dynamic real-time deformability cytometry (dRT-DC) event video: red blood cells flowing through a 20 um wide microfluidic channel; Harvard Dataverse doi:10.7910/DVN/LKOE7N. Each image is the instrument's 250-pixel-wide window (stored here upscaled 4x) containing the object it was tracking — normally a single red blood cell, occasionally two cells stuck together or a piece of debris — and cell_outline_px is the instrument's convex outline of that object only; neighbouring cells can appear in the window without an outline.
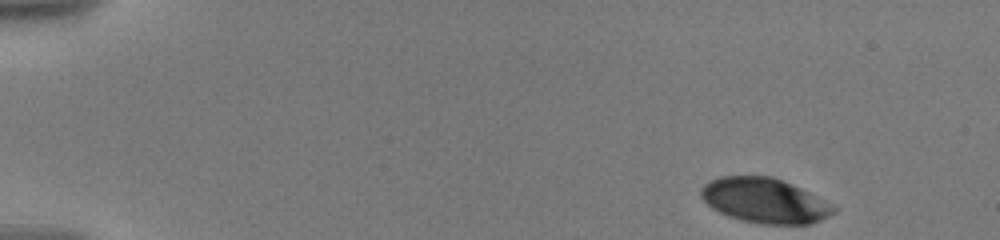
{"species": "human", "species_latin": "Homo sapiens", "temperature_condition": "warm", "stored_images_in_passage": 8, "camera_frame_rate_fps": 3000, "um_per_image_px": 0.085, "donor": {"sex": "male"}, "frame": {"image": 1, "passage_image": 1, "time_ms": 0.0, "image_size_px": [1000, 240], "cell_outline_px": [[840, 208], [836, 212], [812, 224], [760, 224], [740, 220], [728, 216], [712, 208], [700, 196], [700, 188], [708, 180], [720, 176], [772, 176], [792, 184]], "centroid_in_image_um": [64.99, 17.05], "position_along_channel_um": 20.0, "area_um2": 34.85}}
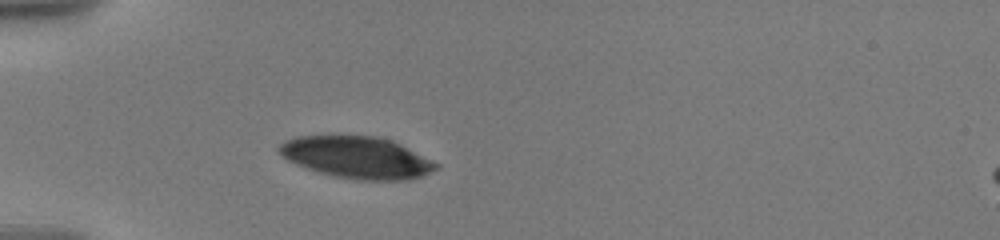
{"frame": {"image": 2, "passage_image": 6, "time_ms": 4.0, "image_size_px": [1000, 240], "cell_outline_px": [[440, 164], [436, 168], [420, 176], [408, 180], [356, 180], [332, 176], [296, 164], [288, 160], [276, 152], [276, 148], [284, 140], [296, 136], [376, 136], [392, 140]], "centroid_in_image_um": [30.29, 13.38], "position_along_channel_um": 54.7, "area_um2": 38.15}}
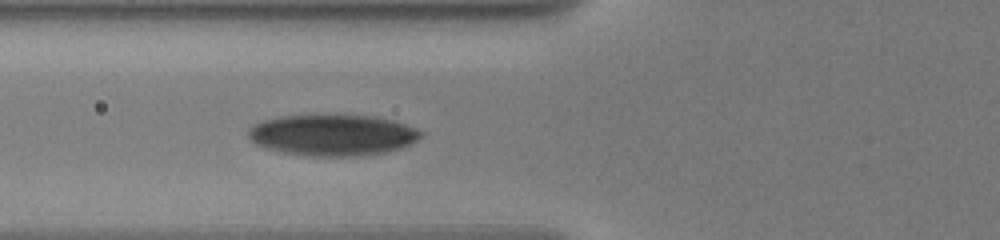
{"frame": {"image": 3, "passage_image": 8, "time_ms": 5.667, "image_size_px": [1000, 240], "cell_outline_px": [[424, 132], [416, 140], [408, 144], [396, 148], [380, 152], [348, 156], [304, 156], [264, 148], [256, 144], [248, 136], [248, 128], [252, 124], [264, 120], [280, 116], [324, 112], [336, 112], [376, 116], [392, 120], [416, 128]], "centroid_in_image_um": [28.19, 11.41], "position_along_channel_um": 97.6, "area_um2": 42.31}}